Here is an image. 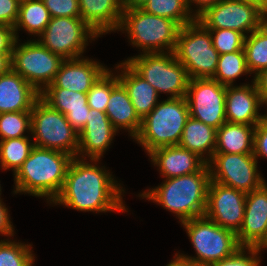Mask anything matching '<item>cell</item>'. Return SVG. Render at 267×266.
Listing matches in <instances>:
<instances>
[{
    "instance_id": "cell-1",
    "label": "cell",
    "mask_w": 267,
    "mask_h": 266,
    "mask_svg": "<svg viewBox=\"0 0 267 266\" xmlns=\"http://www.w3.org/2000/svg\"><path fill=\"white\" fill-rule=\"evenodd\" d=\"M110 173L84 159L74 157L69 165L64 185L53 203L64 204L80 211H126L120 189Z\"/></svg>"
},
{
    "instance_id": "cell-2",
    "label": "cell",
    "mask_w": 267,
    "mask_h": 266,
    "mask_svg": "<svg viewBox=\"0 0 267 266\" xmlns=\"http://www.w3.org/2000/svg\"><path fill=\"white\" fill-rule=\"evenodd\" d=\"M73 158L68 153L34 146L28 158L14 174V192L46 196L53 202L62 190Z\"/></svg>"
},
{
    "instance_id": "cell-3",
    "label": "cell",
    "mask_w": 267,
    "mask_h": 266,
    "mask_svg": "<svg viewBox=\"0 0 267 266\" xmlns=\"http://www.w3.org/2000/svg\"><path fill=\"white\" fill-rule=\"evenodd\" d=\"M165 180L161 186L140 196L175 213L181 222L205 215L211 181L208 164L198 172Z\"/></svg>"
},
{
    "instance_id": "cell-4",
    "label": "cell",
    "mask_w": 267,
    "mask_h": 266,
    "mask_svg": "<svg viewBox=\"0 0 267 266\" xmlns=\"http://www.w3.org/2000/svg\"><path fill=\"white\" fill-rule=\"evenodd\" d=\"M190 117L186 97L168 98L141 120L135 140L148 152L179 145L184 126Z\"/></svg>"
},
{
    "instance_id": "cell-5",
    "label": "cell",
    "mask_w": 267,
    "mask_h": 266,
    "mask_svg": "<svg viewBox=\"0 0 267 266\" xmlns=\"http://www.w3.org/2000/svg\"><path fill=\"white\" fill-rule=\"evenodd\" d=\"M126 30L134 46L143 53L173 52L181 26L166 17L149 14L141 8L123 10L118 30Z\"/></svg>"
},
{
    "instance_id": "cell-6",
    "label": "cell",
    "mask_w": 267,
    "mask_h": 266,
    "mask_svg": "<svg viewBox=\"0 0 267 266\" xmlns=\"http://www.w3.org/2000/svg\"><path fill=\"white\" fill-rule=\"evenodd\" d=\"M173 52L190 79L214 76L220 54L212 45L210 31L197 19L181 27Z\"/></svg>"
},
{
    "instance_id": "cell-7",
    "label": "cell",
    "mask_w": 267,
    "mask_h": 266,
    "mask_svg": "<svg viewBox=\"0 0 267 266\" xmlns=\"http://www.w3.org/2000/svg\"><path fill=\"white\" fill-rule=\"evenodd\" d=\"M125 62L157 93H170L169 98L186 97L190 78L174 52L144 53Z\"/></svg>"
},
{
    "instance_id": "cell-8",
    "label": "cell",
    "mask_w": 267,
    "mask_h": 266,
    "mask_svg": "<svg viewBox=\"0 0 267 266\" xmlns=\"http://www.w3.org/2000/svg\"><path fill=\"white\" fill-rule=\"evenodd\" d=\"M30 112L34 146L77 157L79 134L64 114L52 109L41 98L34 103Z\"/></svg>"
},
{
    "instance_id": "cell-9",
    "label": "cell",
    "mask_w": 267,
    "mask_h": 266,
    "mask_svg": "<svg viewBox=\"0 0 267 266\" xmlns=\"http://www.w3.org/2000/svg\"><path fill=\"white\" fill-rule=\"evenodd\" d=\"M196 250L197 257H186L209 266L230 256L240 247L234 232L222 228L205 215L181 222Z\"/></svg>"
},
{
    "instance_id": "cell-10",
    "label": "cell",
    "mask_w": 267,
    "mask_h": 266,
    "mask_svg": "<svg viewBox=\"0 0 267 266\" xmlns=\"http://www.w3.org/2000/svg\"><path fill=\"white\" fill-rule=\"evenodd\" d=\"M17 42L13 46L11 67L41 93L53 83L64 59L38 41H28L20 46Z\"/></svg>"
},
{
    "instance_id": "cell-11",
    "label": "cell",
    "mask_w": 267,
    "mask_h": 266,
    "mask_svg": "<svg viewBox=\"0 0 267 266\" xmlns=\"http://www.w3.org/2000/svg\"><path fill=\"white\" fill-rule=\"evenodd\" d=\"M39 36L38 42L52 53L63 59H74L83 54L88 38L99 35L81 17H51Z\"/></svg>"
},
{
    "instance_id": "cell-12",
    "label": "cell",
    "mask_w": 267,
    "mask_h": 266,
    "mask_svg": "<svg viewBox=\"0 0 267 266\" xmlns=\"http://www.w3.org/2000/svg\"><path fill=\"white\" fill-rule=\"evenodd\" d=\"M196 19L207 29H231L246 37V31L252 33L264 24L265 14L253 3L221 0Z\"/></svg>"
},
{
    "instance_id": "cell-13",
    "label": "cell",
    "mask_w": 267,
    "mask_h": 266,
    "mask_svg": "<svg viewBox=\"0 0 267 266\" xmlns=\"http://www.w3.org/2000/svg\"><path fill=\"white\" fill-rule=\"evenodd\" d=\"M257 163L254 154L214 153L207 164L211 181L247 194L265 183L257 173ZM212 164L216 166L215 169Z\"/></svg>"
},
{
    "instance_id": "cell-14",
    "label": "cell",
    "mask_w": 267,
    "mask_h": 266,
    "mask_svg": "<svg viewBox=\"0 0 267 266\" xmlns=\"http://www.w3.org/2000/svg\"><path fill=\"white\" fill-rule=\"evenodd\" d=\"M186 99L190 117L215 129L226 122V86L213 78L190 79Z\"/></svg>"
},
{
    "instance_id": "cell-15",
    "label": "cell",
    "mask_w": 267,
    "mask_h": 266,
    "mask_svg": "<svg viewBox=\"0 0 267 266\" xmlns=\"http://www.w3.org/2000/svg\"><path fill=\"white\" fill-rule=\"evenodd\" d=\"M246 193L210 181L205 216L237 234L242 226Z\"/></svg>"
},
{
    "instance_id": "cell-16",
    "label": "cell",
    "mask_w": 267,
    "mask_h": 266,
    "mask_svg": "<svg viewBox=\"0 0 267 266\" xmlns=\"http://www.w3.org/2000/svg\"><path fill=\"white\" fill-rule=\"evenodd\" d=\"M240 246L260 247L267 239V185L246 194L242 226L236 234Z\"/></svg>"
},
{
    "instance_id": "cell-17",
    "label": "cell",
    "mask_w": 267,
    "mask_h": 266,
    "mask_svg": "<svg viewBox=\"0 0 267 266\" xmlns=\"http://www.w3.org/2000/svg\"><path fill=\"white\" fill-rule=\"evenodd\" d=\"M260 105L263 104L254 81L251 86H226L227 122L256 126L263 119L258 113Z\"/></svg>"
},
{
    "instance_id": "cell-18",
    "label": "cell",
    "mask_w": 267,
    "mask_h": 266,
    "mask_svg": "<svg viewBox=\"0 0 267 266\" xmlns=\"http://www.w3.org/2000/svg\"><path fill=\"white\" fill-rule=\"evenodd\" d=\"M79 58L64 59L53 83L46 88H64L88 93L92 85L107 69L98 62Z\"/></svg>"
},
{
    "instance_id": "cell-19",
    "label": "cell",
    "mask_w": 267,
    "mask_h": 266,
    "mask_svg": "<svg viewBox=\"0 0 267 266\" xmlns=\"http://www.w3.org/2000/svg\"><path fill=\"white\" fill-rule=\"evenodd\" d=\"M116 132L105 112L90 108L87 123L79 133L77 155L85 153L91 161L100 160Z\"/></svg>"
},
{
    "instance_id": "cell-20",
    "label": "cell",
    "mask_w": 267,
    "mask_h": 266,
    "mask_svg": "<svg viewBox=\"0 0 267 266\" xmlns=\"http://www.w3.org/2000/svg\"><path fill=\"white\" fill-rule=\"evenodd\" d=\"M40 98L52 109L64 114L78 134L85 127L90 111L87 93L64 88H45L40 93Z\"/></svg>"
},
{
    "instance_id": "cell-21",
    "label": "cell",
    "mask_w": 267,
    "mask_h": 266,
    "mask_svg": "<svg viewBox=\"0 0 267 266\" xmlns=\"http://www.w3.org/2000/svg\"><path fill=\"white\" fill-rule=\"evenodd\" d=\"M40 93L12 68L0 76V114L31 111Z\"/></svg>"
},
{
    "instance_id": "cell-22",
    "label": "cell",
    "mask_w": 267,
    "mask_h": 266,
    "mask_svg": "<svg viewBox=\"0 0 267 266\" xmlns=\"http://www.w3.org/2000/svg\"><path fill=\"white\" fill-rule=\"evenodd\" d=\"M149 155L166 179L198 172L207 164L196 153L179 145L160 147Z\"/></svg>"
},
{
    "instance_id": "cell-23",
    "label": "cell",
    "mask_w": 267,
    "mask_h": 266,
    "mask_svg": "<svg viewBox=\"0 0 267 266\" xmlns=\"http://www.w3.org/2000/svg\"><path fill=\"white\" fill-rule=\"evenodd\" d=\"M81 19L98 35L118 30L122 0H79Z\"/></svg>"
},
{
    "instance_id": "cell-24",
    "label": "cell",
    "mask_w": 267,
    "mask_h": 266,
    "mask_svg": "<svg viewBox=\"0 0 267 266\" xmlns=\"http://www.w3.org/2000/svg\"><path fill=\"white\" fill-rule=\"evenodd\" d=\"M124 71L118 75L119 81L126 88L138 117L142 120L157 105L158 93L146 80L139 76L126 62L118 65Z\"/></svg>"
},
{
    "instance_id": "cell-25",
    "label": "cell",
    "mask_w": 267,
    "mask_h": 266,
    "mask_svg": "<svg viewBox=\"0 0 267 266\" xmlns=\"http://www.w3.org/2000/svg\"><path fill=\"white\" fill-rule=\"evenodd\" d=\"M105 113L112 126L129 130L130 135L135 138L141 127V119L135 112L128 92L124 85L119 81L113 88L107 102Z\"/></svg>"
},
{
    "instance_id": "cell-26",
    "label": "cell",
    "mask_w": 267,
    "mask_h": 266,
    "mask_svg": "<svg viewBox=\"0 0 267 266\" xmlns=\"http://www.w3.org/2000/svg\"><path fill=\"white\" fill-rule=\"evenodd\" d=\"M255 126L225 122L216 133L214 153L253 154Z\"/></svg>"
},
{
    "instance_id": "cell-27",
    "label": "cell",
    "mask_w": 267,
    "mask_h": 266,
    "mask_svg": "<svg viewBox=\"0 0 267 266\" xmlns=\"http://www.w3.org/2000/svg\"><path fill=\"white\" fill-rule=\"evenodd\" d=\"M217 129L206 125L202 121L189 117L179 141V146L196 153L206 163H208L214 154L216 145ZM208 151L210 159L203 158L204 152Z\"/></svg>"
},
{
    "instance_id": "cell-28",
    "label": "cell",
    "mask_w": 267,
    "mask_h": 266,
    "mask_svg": "<svg viewBox=\"0 0 267 266\" xmlns=\"http://www.w3.org/2000/svg\"><path fill=\"white\" fill-rule=\"evenodd\" d=\"M51 20V15L43 0H21L19 16L14 26L16 39L17 30L22 27L31 34L40 35Z\"/></svg>"
},
{
    "instance_id": "cell-29",
    "label": "cell",
    "mask_w": 267,
    "mask_h": 266,
    "mask_svg": "<svg viewBox=\"0 0 267 266\" xmlns=\"http://www.w3.org/2000/svg\"><path fill=\"white\" fill-rule=\"evenodd\" d=\"M243 49L250 72H256L255 75H257L267 68V25L265 23L245 37Z\"/></svg>"
},
{
    "instance_id": "cell-30",
    "label": "cell",
    "mask_w": 267,
    "mask_h": 266,
    "mask_svg": "<svg viewBox=\"0 0 267 266\" xmlns=\"http://www.w3.org/2000/svg\"><path fill=\"white\" fill-rule=\"evenodd\" d=\"M149 14L166 17L177 22L181 27L192 23L196 17L187 5V0H148L141 8Z\"/></svg>"
},
{
    "instance_id": "cell-31",
    "label": "cell",
    "mask_w": 267,
    "mask_h": 266,
    "mask_svg": "<svg viewBox=\"0 0 267 266\" xmlns=\"http://www.w3.org/2000/svg\"><path fill=\"white\" fill-rule=\"evenodd\" d=\"M33 147L34 143H30L28 137L0 140L1 169H12L15 174L28 158Z\"/></svg>"
},
{
    "instance_id": "cell-32",
    "label": "cell",
    "mask_w": 267,
    "mask_h": 266,
    "mask_svg": "<svg viewBox=\"0 0 267 266\" xmlns=\"http://www.w3.org/2000/svg\"><path fill=\"white\" fill-rule=\"evenodd\" d=\"M250 73L244 50L219 55L217 69L212 77L220 84L232 86L235 78Z\"/></svg>"
},
{
    "instance_id": "cell-33",
    "label": "cell",
    "mask_w": 267,
    "mask_h": 266,
    "mask_svg": "<svg viewBox=\"0 0 267 266\" xmlns=\"http://www.w3.org/2000/svg\"><path fill=\"white\" fill-rule=\"evenodd\" d=\"M108 69L97 79L87 93V103L91 109L105 112L112 88L119 82Z\"/></svg>"
},
{
    "instance_id": "cell-34",
    "label": "cell",
    "mask_w": 267,
    "mask_h": 266,
    "mask_svg": "<svg viewBox=\"0 0 267 266\" xmlns=\"http://www.w3.org/2000/svg\"><path fill=\"white\" fill-rule=\"evenodd\" d=\"M26 130L31 131V112H7L0 114L1 140L21 138Z\"/></svg>"
},
{
    "instance_id": "cell-35",
    "label": "cell",
    "mask_w": 267,
    "mask_h": 266,
    "mask_svg": "<svg viewBox=\"0 0 267 266\" xmlns=\"http://www.w3.org/2000/svg\"><path fill=\"white\" fill-rule=\"evenodd\" d=\"M6 241H0V266L33 265L35 259L30 249L31 245L10 242L8 239Z\"/></svg>"
},
{
    "instance_id": "cell-36",
    "label": "cell",
    "mask_w": 267,
    "mask_h": 266,
    "mask_svg": "<svg viewBox=\"0 0 267 266\" xmlns=\"http://www.w3.org/2000/svg\"><path fill=\"white\" fill-rule=\"evenodd\" d=\"M208 30L212 37V45L220 55L244 50L245 36L242 33L231 29Z\"/></svg>"
},
{
    "instance_id": "cell-37",
    "label": "cell",
    "mask_w": 267,
    "mask_h": 266,
    "mask_svg": "<svg viewBox=\"0 0 267 266\" xmlns=\"http://www.w3.org/2000/svg\"><path fill=\"white\" fill-rule=\"evenodd\" d=\"M244 249H248L250 256L245 255ZM261 251L259 247L240 246L230 256L221 259L209 266H259L260 259L257 257Z\"/></svg>"
},
{
    "instance_id": "cell-38",
    "label": "cell",
    "mask_w": 267,
    "mask_h": 266,
    "mask_svg": "<svg viewBox=\"0 0 267 266\" xmlns=\"http://www.w3.org/2000/svg\"><path fill=\"white\" fill-rule=\"evenodd\" d=\"M51 17H81L79 0H43Z\"/></svg>"
},
{
    "instance_id": "cell-39",
    "label": "cell",
    "mask_w": 267,
    "mask_h": 266,
    "mask_svg": "<svg viewBox=\"0 0 267 266\" xmlns=\"http://www.w3.org/2000/svg\"><path fill=\"white\" fill-rule=\"evenodd\" d=\"M20 0H0V25L14 27L19 16Z\"/></svg>"
},
{
    "instance_id": "cell-40",
    "label": "cell",
    "mask_w": 267,
    "mask_h": 266,
    "mask_svg": "<svg viewBox=\"0 0 267 266\" xmlns=\"http://www.w3.org/2000/svg\"><path fill=\"white\" fill-rule=\"evenodd\" d=\"M253 154L256 159L259 156L267 157V121L264 119L255 126Z\"/></svg>"
},
{
    "instance_id": "cell-41",
    "label": "cell",
    "mask_w": 267,
    "mask_h": 266,
    "mask_svg": "<svg viewBox=\"0 0 267 266\" xmlns=\"http://www.w3.org/2000/svg\"><path fill=\"white\" fill-rule=\"evenodd\" d=\"M16 40L14 27L0 25V54H12Z\"/></svg>"
},
{
    "instance_id": "cell-42",
    "label": "cell",
    "mask_w": 267,
    "mask_h": 266,
    "mask_svg": "<svg viewBox=\"0 0 267 266\" xmlns=\"http://www.w3.org/2000/svg\"><path fill=\"white\" fill-rule=\"evenodd\" d=\"M254 82L259 92L262 104L267 102V68L260 71L255 77Z\"/></svg>"
},
{
    "instance_id": "cell-43",
    "label": "cell",
    "mask_w": 267,
    "mask_h": 266,
    "mask_svg": "<svg viewBox=\"0 0 267 266\" xmlns=\"http://www.w3.org/2000/svg\"><path fill=\"white\" fill-rule=\"evenodd\" d=\"M8 216V210L0 199V234L13 236L14 231Z\"/></svg>"
},
{
    "instance_id": "cell-44",
    "label": "cell",
    "mask_w": 267,
    "mask_h": 266,
    "mask_svg": "<svg viewBox=\"0 0 267 266\" xmlns=\"http://www.w3.org/2000/svg\"><path fill=\"white\" fill-rule=\"evenodd\" d=\"M219 1H221V0H187V5H188V8L190 11H191V8H190L191 2L196 3L197 6L199 5V9H197L196 10L197 12L195 14H193L197 18L207 8L212 7L214 4H216Z\"/></svg>"
},
{
    "instance_id": "cell-45",
    "label": "cell",
    "mask_w": 267,
    "mask_h": 266,
    "mask_svg": "<svg viewBox=\"0 0 267 266\" xmlns=\"http://www.w3.org/2000/svg\"><path fill=\"white\" fill-rule=\"evenodd\" d=\"M175 259H173L174 261H172L171 263H169L166 266H202L197 264L196 262L186 258L185 255H179V254H175Z\"/></svg>"
},
{
    "instance_id": "cell-46",
    "label": "cell",
    "mask_w": 267,
    "mask_h": 266,
    "mask_svg": "<svg viewBox=\"0 0 267 266\" xmlns=\"http://www.w3.org/2000/svg\"><path fill=\"white\" fill-rule=\"evenodd\" d=\"M11 56L12 54H0V76L12 68Z\"/></svg>"
},
{
    "instance_id": "cell-47",
    "label": "cell",
    "mask_w": 267,
    "mask_h": 266,
    "mask_svg": "<svg viewBox=\"0 0 267 266\" xmlns=\"http://www.w3.org/2000/svg\"><path fill=\"white\" fill-rule=\"evenodd\" d=\"M148 0H122L123 10L142 8Z\"/></svg>"
},
{
    "instance_id": "cell-48",
    "label": "cell",
    "mask_w": 267,
    "mask_h": 266,
    "mask_svg": "<svg viewBox=\"0 0 267 266\" xmlns=\"http://www.w3.org/2000/svg\"><path fill=\"white\" fill-rule=\"evenodd\" d=\"M260 9L264 14L267 13V0H260Z\"/></svg>"
},
{
    "instance_id": "cell-49",
    "label": "cell",
    "mask_w": 267,
    "mask_h": 266,
    "mask_svg": "<svg viewBox=\"0 0 267 266\" xmlns=\"http://www.w3.org/2000/svg\"><path fill=\"white\" fill-rule=\"evenodd\" d=\"M239 1L253 3L255 5H259L260 7V0H239Z\"/></svg>"
},
{
    "instance_id": "cell-50",
    "label": "cell",
    "mask_w": 267,
    "mask_h": 266,
    "mask_svg": "<svg viewBox=\"0 0 267 266\" xmlns=\"http://www.w3.org/2000/svg\"><path fill=\"white\" fill-rule=\"evenodd\" d=\"M261 250L267 248V239L266 241L259 247Z\"/></svg>"
},
{
    "instance_id": "cell-51",
    "label": "cell",
    "mask_w": 267,
    "mask_h": 266,
    "mask_svg": "<svg viewBox=\"0 0 267 266\" xmlns=\"http://www.w3.org/2000/svg\"><path fill=\"white\" fill-rule=\"evenodd\" d=\"M265 104L267 105V102H266ZM263 119H264L265 121H267V115H266V114L263 115Z\"/></svg>"
},
{
    "instance_id": "cell-52",
    "label": "cell",
    "mask_w": 267,
    "mask_h": 266,
    "mask_svg": "<svg viewBox=\"0 0 267 266\" xmlns=\"http://www.w3.org/2000/svg\"><path fill=\"white\" fill-rule=\"evenodd\" d=\"M264 23L267 25V13L265 14V22Z\"/></svg>"
}]
</instances>
